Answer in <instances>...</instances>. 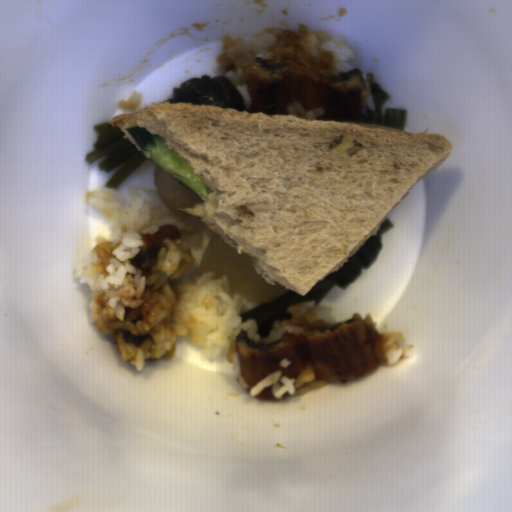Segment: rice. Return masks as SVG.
<instances>
[{"label": "rice", "instance_id": "obj_3", "mask_svg": "<svg viewBox=\"0 0 512 512\" xmlns=\"http://www.w3.org/2000/svg\"><path fill=\"white\" fill-rule=\"evenodd\" d=\"M317 378L312 366H306L296 378L282 376V370H275L250 389L249 394L253 397L262 392L266 387L271 386L274 398L283 399L284 394L296 395L297 389L306 383L313 382Z\"/></svg>", "mask_w": 512, "mask_h": 512}, {"label": "rice", "instance_id": "obj_4", "mask_svg": "<svg viewBox=\"0 0 512 512\" xmlns=\"http://www.w3.org/2000/svg\"><path fill=\"white\" fill-rule=\"evenodd\" d=\"M380 335H385L386 351L389 364H394L400 361L402 356H413V344L400 345L399 342H404L405 333L402 330H388V325L385 323L377 330Z\"/></svg>", "mask_w": 512, "mask_h": 512}, {"label": "rice", "instance_id": "obj_1", "mask_svg": "<svg viewBox=\"0 0 512 512\" xmlns=\"http://www.w3.org/2000/svg\"><path fill=\"white\" fill-rule=\"evenodd\" d=\"M132 197L108 187L85 192L87 205L109 219L101 224L94 244L72 262L73 277L88 284L92 324L102 335H114L121 361L136 371L165 356H175L178 336L201 346L205 360L222 356L244 389L236 341L241 331L251 341L275 342L287 332L340 324L332 306L316 302L290 304L292 317L272 322L262 338L255 318L242 322V296H232L227 275L214 271L182 278L197 261L189 253L203 236L187 217L165 205L157 189L127 186Z\"/></svg>", "mask_w": 512, "mask_h": 512}, {"label": "rice", "instance_id": "obj_6", "mask_svg": "<svg viewBox=\"0 0 512 512\" xmlns=\"http://www.w3.org/2000/svg\"><path fill=\"white\" fill-rule=\"evenodd\" d=\"M364 83H365L366 89L362 92L361 97L364 102L366 113L368 116L369 112H374L377 109V107L373 100V96L371 93L368 79H364Z\"/></svg>", "mask_w": 512, "mask_h": 512}, {"label": "rice", "instance_id": "obj_5", "mask_svg": "<svg viewBox=\"0 0 512 512\" xmlns=\"http://www.w3.org/2000/svg\"><path fill=\"white\" fill-rule=\"evenodd\" d=\"M287 116H297V117H306V118H321L324 115V111L322 108H313L311 110L305 109L296 101L287 105Z\"/></svg>", "mask_w": 512, "mask_h": 512}, {"label": "rice", "instance_id": "obj_2", "mask_svg": "<svg viewBox=\"0 0 512 512\" xmlns=\"http://www.w3.org/2000/svg\"><path fill=\"white\" fill-rule=\"evenodd\" d=\"M256 57L276 61L305 60L328 73L355 70L356 57L343 35H333L300 24L296 29L273 27L250 38L225 34L217 58L221 76L227 77L242 97L246 111L252 102L247 83Z\"/></svg>", "mask_w": 512, "mask_h": 512}]
</instances>
